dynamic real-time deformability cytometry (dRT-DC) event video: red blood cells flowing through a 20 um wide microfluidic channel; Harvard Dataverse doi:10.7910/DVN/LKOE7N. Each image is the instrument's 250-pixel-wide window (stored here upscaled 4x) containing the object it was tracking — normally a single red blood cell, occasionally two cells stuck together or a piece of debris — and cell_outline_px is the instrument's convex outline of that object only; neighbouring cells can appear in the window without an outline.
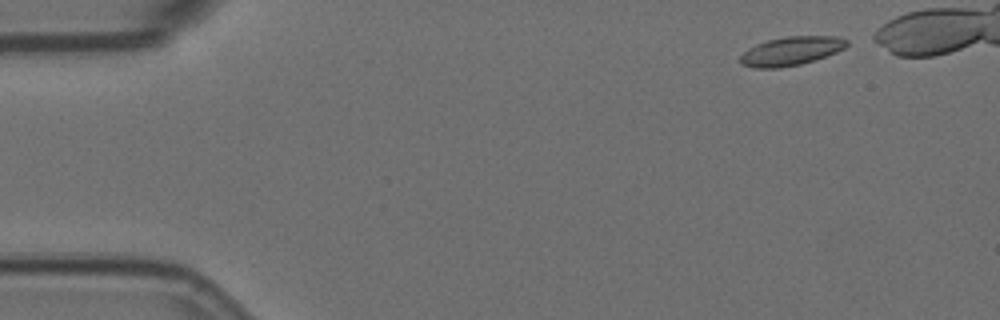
{"species": "Egyptian fruit bat (a non-hibernating species)", "species_latin": "Rousettus aegyptiacus", "temperature_condition": "room temperature", "stored_images_in_passage": 13, "camera_frame_rate_fps": 3000, "um_per_image_px": 0.085, "animal": {"sex": "female"}, "frame": {"image": 1, "passage_image": 1, "time_ms": 0.0, "image_size_px": [1000, 320], "cell_outline_px": [[848, 44], [844, 48], [836, 52], [800, 64], [776, 68], [752, 68], [740, 64], [740, 56], [748, 48], [756, 44], [768, 40], [788, 36], [836, 36], [848, 40]], "centroid_in_image_um": [67.21, 4.33], "position_along_channel_um": 17.8, "area_um2": 17.69}}
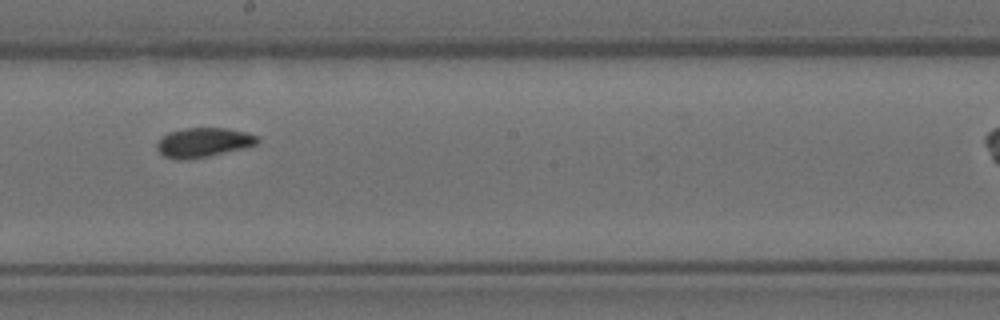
{"frame": {"image": 2, "passage_image": 8, "time_ms": 2.333, "image_size_px": [1000, 320], "cell_outline_px": [[260, 140], [256, 144], [244, 148], [208, 156], [188, 160], [176, 160], [164, 156], [156, 148], [156, 140], [168, 132], [184, 128], [224, 128], [244, 132], [256, 136]], "centroid_in_image_um": [17.22, 12.12], "position_along_channel_um": 231.0, "area_um2": 17.28}}
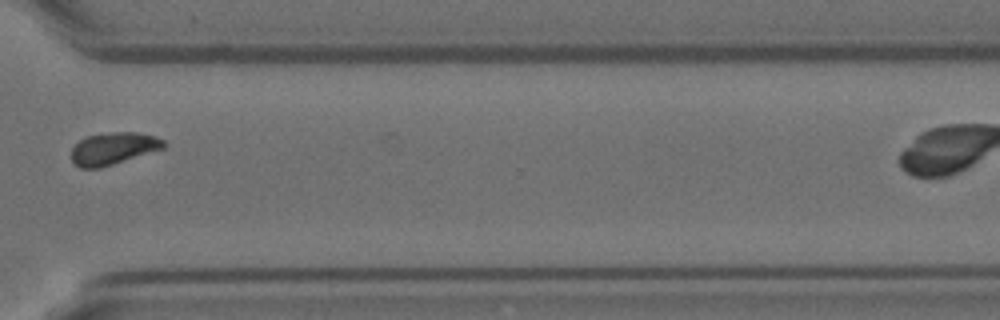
{"frame": {"image": 3, "passage_image": 11, "time_ms": 3.333, "image_size_px": [1000, 320], "cell_outline_px": [[168, 144], [164, 148], [100, 168], [80, 168], [72, 164], [72, 148], [80, 140], [88, 136], [112, 132], [140, 132], [156, 136], [164, 140]], "centroid_in_image_um": [9.65, 12.62], "position_along_channel_um": 360.9, "area_um2": 17.34}}